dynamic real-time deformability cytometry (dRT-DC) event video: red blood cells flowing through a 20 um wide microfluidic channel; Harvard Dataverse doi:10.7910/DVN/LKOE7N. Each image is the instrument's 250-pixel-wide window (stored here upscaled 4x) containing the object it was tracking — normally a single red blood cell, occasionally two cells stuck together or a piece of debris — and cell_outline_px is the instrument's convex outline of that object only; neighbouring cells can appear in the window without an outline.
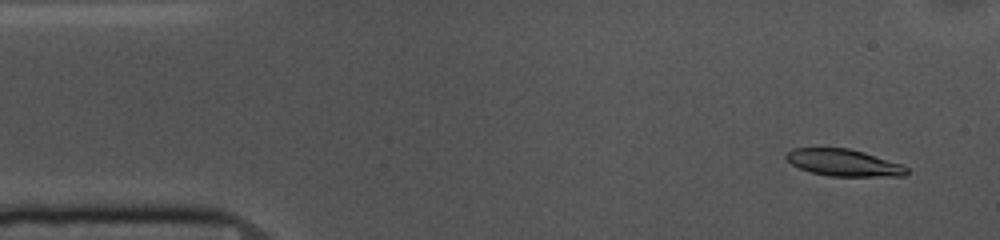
{"species": "common noctule bat (a hibernating species)", "species_latin": "Nyctalus noctula", "temperature_condition": "cold", "stored_images_in_passage": 53, "camera_frame_rate_fps": 3000, "um_per_image_px": 0.085, "animal": {"sex": "female", "body_mass_g": 10.0, "forearm_length_mm": 53.1}, "frame": {"image": 1, "passage_image": 3, "time_ms": 0.667, "image_size_px": [1000, 240], "cell_outline_px": [[908, 172], [904, 176], [828, 176], [812, 172], [800, 168], [792, 164], [784, 156], [792, 148], [848, 148], [864, 152], [900, 164], [908, 168]], "centroid_in_image_um": [71.7, 13.83], "position_along_channel_um": 13.3, "area_um2": 18.67}}
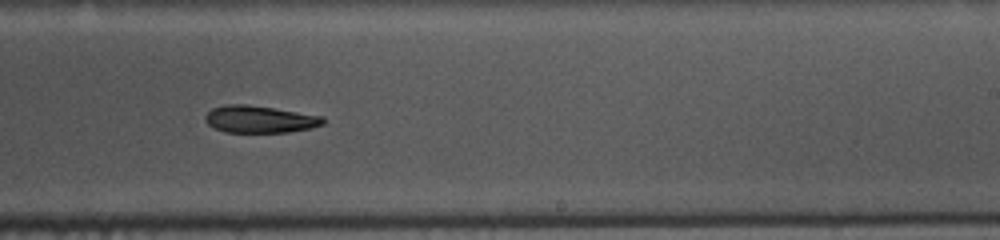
{"frame": {"image": 2, "passage_image": 31, "time_ms": 10.0, "image_size_px": [1000, 240], "cell_outline_px": [[324, 124], [312, 128], [288, 132], [224, 132], [208, 124], [204, 120], [204, 116], [212, 108], [224, 104], [248, 104], [324, 116]], "centroid_in_image_um": [22.07, 10.13], "position_along_channel_um": 266.9, "area_um2": 18.73}}
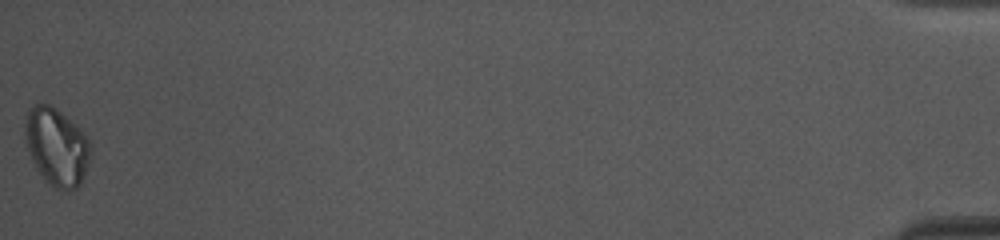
{"frame": {"image": 3, "passage_image": 53, "time_ms": 17.333, "image_size_px": [1000, 240], "cell_outline_px": [[92, 152], [84, 176], [80, 184], [76, 188], [68, 192], [56, 188], [36, 168], [24, 144], [24, 124], [28, 108], [36, 104], [48, 104], [56, 108], [76, 124], [80, 128], [92, 144]], "centroid_in_image_um": [4.82, 12.45], "position_along_channel_um": 430.4, "area_um2": 29.94}, "authors_computed_cell_mechanics": {"area_um2": 19.8254, "velocity_mm_per_s": 3.6537, "shape_relaxation_time_tau1_ms": 5.4802, "shape_relaxation_time_tau2_ms": null, "deformation_change_tau1": 0.1229, "deformation_change_tau2": null}}